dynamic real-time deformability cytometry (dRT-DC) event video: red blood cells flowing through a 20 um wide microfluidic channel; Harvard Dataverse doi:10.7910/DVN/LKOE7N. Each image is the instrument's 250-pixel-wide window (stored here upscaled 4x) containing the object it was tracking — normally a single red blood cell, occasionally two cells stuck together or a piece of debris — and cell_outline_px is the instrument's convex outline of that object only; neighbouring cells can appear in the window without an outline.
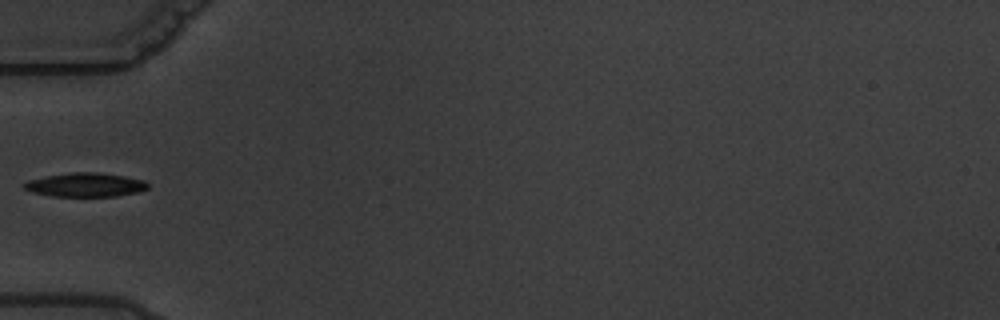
{"species": "common noctule bat (a hibernating species)", "species_latin": "Nyctalus noctula", "temperature_condition": "warm", "stored_images_in_passage": 2, "camera_frame_rate_fps": 3000, "um_per_image_px": 0.085, "animal": {"sex": "male", "body_mass_g": 19.5, "forearm_length_mm": 54.6}, "frame": {"image": 1, "passage_image": 2, "time_ms": 1.0, "image_size_px": [1000, 320], "cell_outline_px": [[148, 188], [140, 192], [116, 196], [52, 196], [32, 192], [24, 188], [24, 184], [28, 180], [44, 176], [72, 172], [100, 172], [124, 176], [144, 180], [148, 184]], "centroid_in_image_um": [7.28, 15.7], "position_along_channel_um": 77.7, "area_um2": 17.28}}